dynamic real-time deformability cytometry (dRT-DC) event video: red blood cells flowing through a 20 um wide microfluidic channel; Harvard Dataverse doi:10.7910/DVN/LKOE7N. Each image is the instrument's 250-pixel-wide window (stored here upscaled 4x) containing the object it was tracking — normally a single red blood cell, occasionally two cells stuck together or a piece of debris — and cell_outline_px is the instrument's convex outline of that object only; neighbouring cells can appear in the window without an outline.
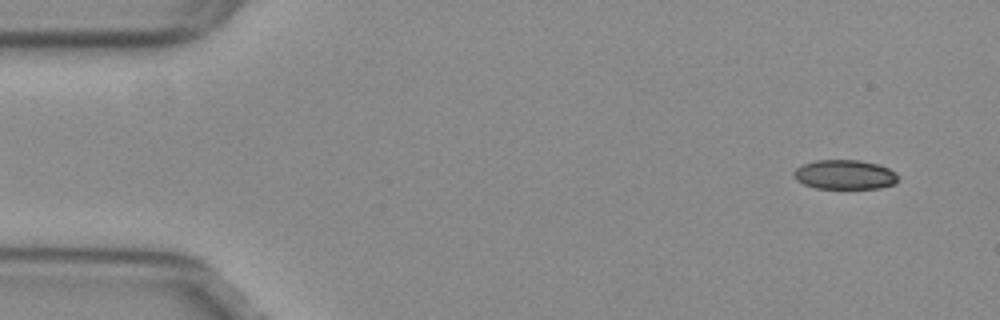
{"species": "common noctule bat (a hibernating species)", "species_latin": "Nyctalus noctula", "temperature_condition": "warm", "stored_images_in_passage": 53, "camera_frame_rate_fps": 3000, "um_per_image_px": 0.085, "animal": {"sex": "female", "body_mass_g": 29.2, "forearm_length_mm": 56.3}, "frame": {"image": 1, "passage_image": 3, "time_ms": 0.667, "image_size_px": [1000, 320], "cell_outline_px": [[896, 184], [880, 188], [816, 188], [804, 184], [796, 180], [792, 172], [796, 168], [804, 164], [816, 160], [860, 160], [880, 164], [896, 172]], "centroid_in_image_um": [71.81, 14.84], "position_along_channel_um": 13.2, "area_um2": 17.92}}
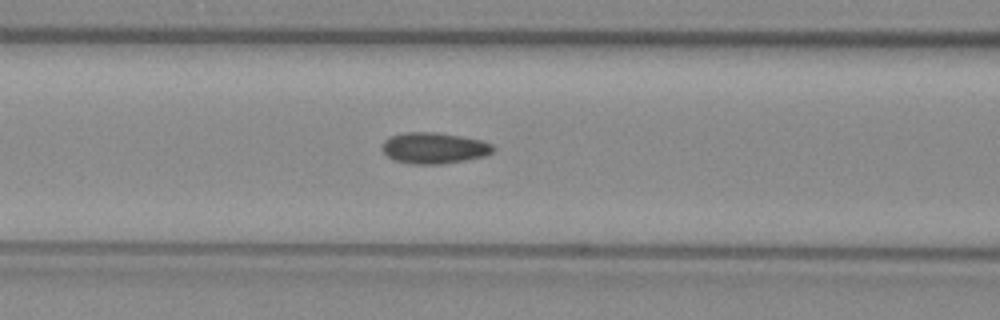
{"frame": {"image": 2, "passage_image": 21, "time_ms": 6.667, "image_size_px": [1000, 320], "cell_outline_px": [[496, 148], [492, 152], [484, 156], [444, 164], [412, 164], [392, 160], [380, 148], [384, 140], [388, 136], [404, 132], [436, 132], [460, 136], [480, 140], [492, 144]], "centroid_in_image_um": [36.85, 12.58], "position_along_channel_um": 129.8, "area_um2": 20.29}}
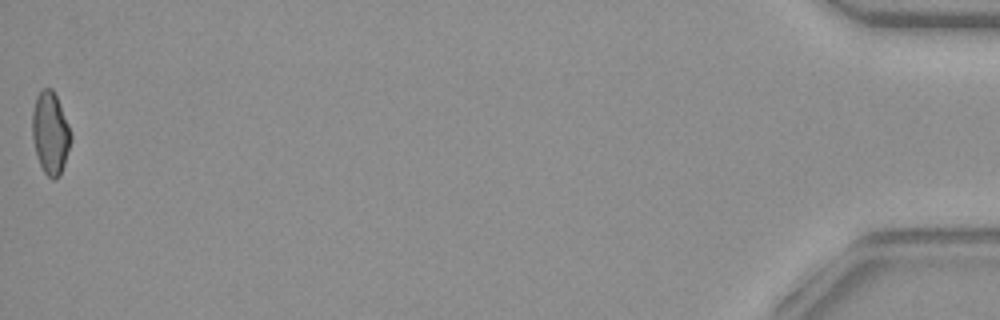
{"frame": {"image": 3, "passage_image": 53, "time_ms": 17.333, "image_size_px": [1000, 320], "cell_outline_px": [[72, 140], [60, 176], [56, 180], [52, 180], [44, 172], [36, 156], [32, 136], [32, 112], [36, 96], [44, 88], [52, 88], [56, 96], [68, 124], [72, 136]], "centroid_in_image_um": [4.28, 11.34], "position_along_channel_um": 430.9, "area_um2": 18.55}, "authors_computed_cell_mechanics": {"area_um2": 19.2474, "velocity_mm_per_s": 3.8347, "shape_relaxation_time_tau1_ms": null, "shape_relaxation_time_tau2_ms": 1.9299, "deformation_change_tau1": null, "deformation_change_tau2": 0.0801}}